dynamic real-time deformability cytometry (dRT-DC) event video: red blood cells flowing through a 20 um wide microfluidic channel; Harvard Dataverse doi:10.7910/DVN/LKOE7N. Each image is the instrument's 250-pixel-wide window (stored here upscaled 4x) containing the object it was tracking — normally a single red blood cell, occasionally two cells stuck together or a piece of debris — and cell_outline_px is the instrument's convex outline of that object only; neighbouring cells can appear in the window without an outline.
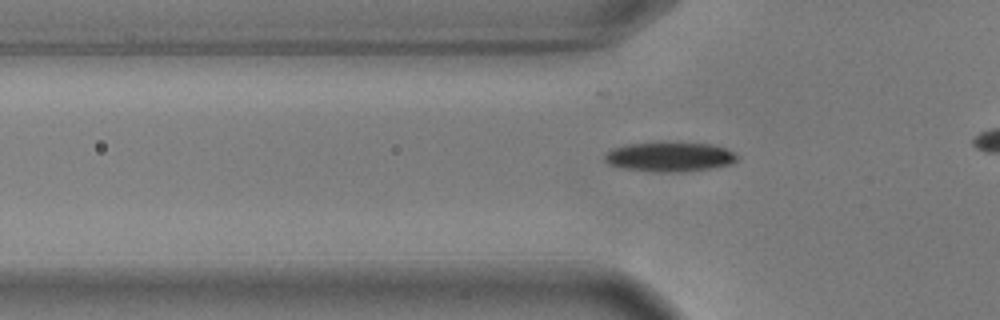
{"species": "common noctule bat (a hibernating species)", "species_latin": "Nyctalus noctula", "temperature_condition": "warm", "stored_images_in_passage": 45, "camera_frame_rate_fps": 3000, "um_per_image_px": 0.085, "animal": {"sex": "male", "body_mass_g": 17.9, "forearm_length_mm": 54.2}, "frame": {"image": 1, "passage_image": 18, "time_ms": 5.667, "image_size_px": [1000, 320], "cell_outline_px": [[740, 156], [732, 164], [684, 172], [664, 172], [624, 168], [608, 164], [604, 160], [604, 156], [612, 148], [628, 144], [656, 140], [668, 140], [712, 144], [724, 148]], "centroid_in_image_um": [56.92, 13.28], "position_along_channel_um": 68.9, "area_um2": 23.47}}
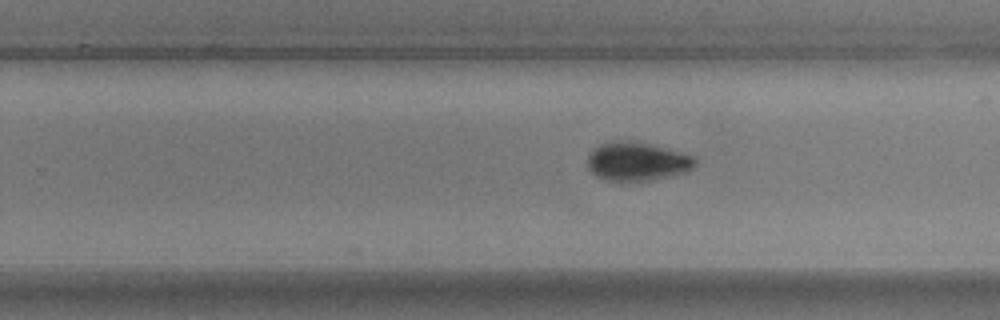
{"frame": {"image": 2, "passage_image": 35, "time_ms": 11.333, "image_size_px": [1000, 320], "cell_outline_px": [[696, 164], [692, 168], [684, 172], [668, 176], [648, 180], [620, 184], [596, 176], [588, 168], [588, 156], [600, 144], [648, 144], [692, 156], [696, 160]], "centroid_in_image_um": [54.13, 13.82], "position_along_channel_um": 275.7, "area_um2": 23.24}}
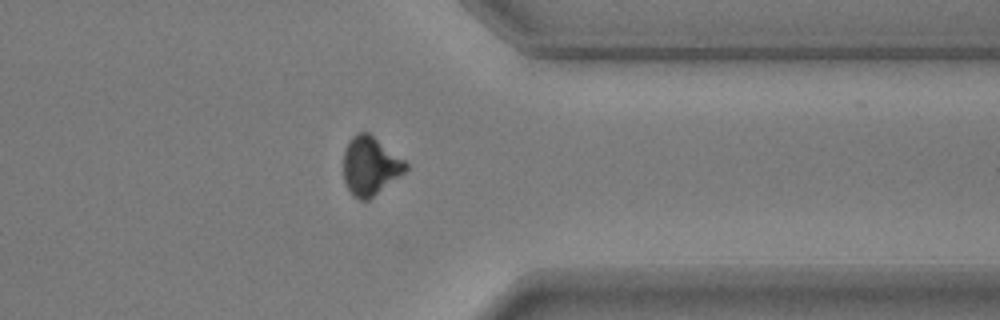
{"frame": {"image": 3, "passage_image": 44, "time_ms": 14.333, "image_size_px": [1000, 320], "cell_outline_px": [[408, 168], [404, 172], [368, 200], [360, 200], [352, 196], [344, 180], [344, 148], [348, 140], [356, 132], [368, 132], [404, 160], [408, 164]], "centroid_in_image_um": [31.44, 14.09], "position_along_channel_um": 380.0, "area_um2": 21.04}}